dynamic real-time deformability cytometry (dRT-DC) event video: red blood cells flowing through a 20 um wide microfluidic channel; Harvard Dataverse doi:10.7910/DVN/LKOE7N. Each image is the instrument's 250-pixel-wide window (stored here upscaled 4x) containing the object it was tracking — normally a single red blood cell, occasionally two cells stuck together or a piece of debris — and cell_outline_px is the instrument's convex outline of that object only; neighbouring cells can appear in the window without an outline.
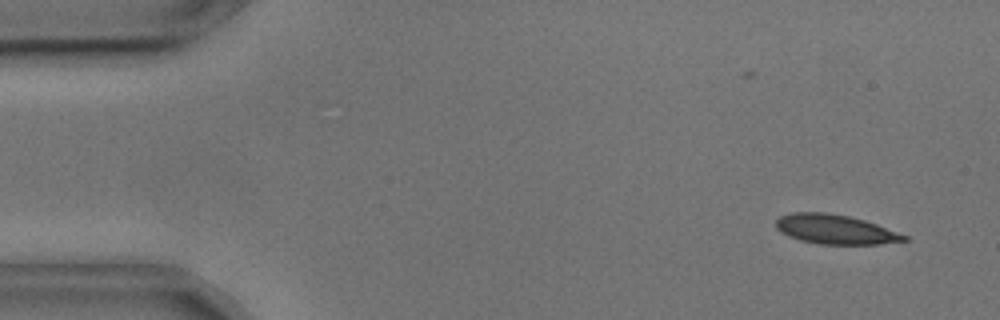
{"species": "common noctule bat (a hibernating species)", "species_latin": "Nyctalus noctula", "temperature_condition": "cold", "stored_images_in_passage": 10, "camera_frame_rate_fps": 3000, "um_per_image_px": 0.085, "animal": {"sex": "male", "body_mass_g": 17.9, "forearm_length_mm": 54.2}, "frame": {"image": 1, "passage_image": 2, "time_ms": 0.333, "image_size_px": [1000, 320], "cell_outline_px": [[908, 240], [880, 244], [820, 244], [800, 240], [788, 236], [780, 232], [776, 228], [776, 220], [780, 216], [792, 212], [828, 212], [848, 216], [864, 220], [876, 224], [908, 236]], "centroid_in_image_um": [70.96, 19.49], "position_along_channel_um": 14.0, "area_um2": 21.96}}